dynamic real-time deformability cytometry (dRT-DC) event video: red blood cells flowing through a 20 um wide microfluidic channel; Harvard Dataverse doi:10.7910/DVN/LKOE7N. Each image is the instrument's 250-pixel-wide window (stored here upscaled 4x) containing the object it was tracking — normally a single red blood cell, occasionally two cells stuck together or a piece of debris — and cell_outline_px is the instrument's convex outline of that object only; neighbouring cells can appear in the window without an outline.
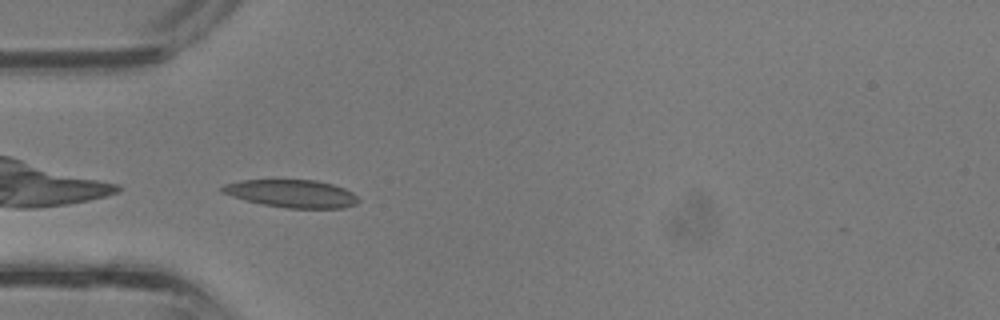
{"species": "common noctule bat (a hibernating species)", "species_latin": "Nyctalus noctula", "temperature_condition": "room temperature", "stored_images_in_passage": 28, "camera_frame_rate_fps": 3000, "um_per_image_px": 0.085, "animal": {"sex": "male", "body_mass_g": 13.3}, "frame": {"image": 1, "passage_image": 1, "time_ms": 0.0, "image_size_px": [1000, 320], "cell_outline_px": [[360, 200], [356, 204], [344, 208], [288, 208], [264, 204], [232, 196], [220, 192], [220, 188], [224, 184], [244, 180], [316, 180], [332, 184], [344, 188], [352, 192]], "centroid_in_image_um": [24.82, 16.45], "position_along_channel_um": 60.2, "area_um2": 21.85}}
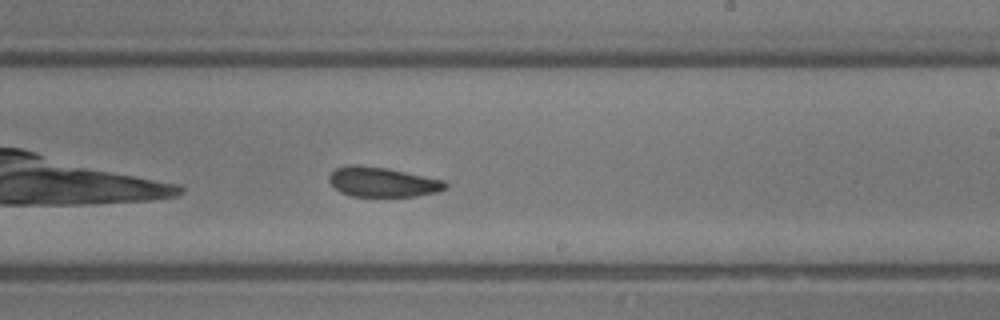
{"frame": {"image": 2, "passage_image": 12, "time_ms": 3.667, "image_size_px": [1000, 320], "cell_outline_px": [[448, 188], [440, 192], [416, 196], [352, 196], [340, 192], [328, 180], [328, 176], [336, 168], [348, 164], [356, 164], [388, 168], [444, 180], [448, 184]], "centroid_in_image_um": [32.54, 15.46], "position_along_channel_um": 256.5, "area_um2": 20.35}}
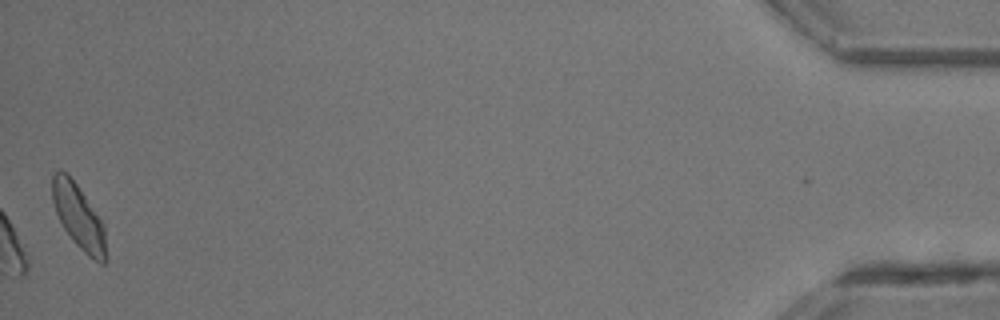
{"frame": {"image": 3, "passage_image": 27, "time_ms": 8.667, "image_size_px": [1000, 320], "cell_outline_px": [[108, 260], [104, 264], [100, 264], [88, 256], [72, 240], [64, 228], [56, 212], [52, 200], [52, 176], [60, 168], [68, 172], [104, 224]], "centroid_in_image_um": [6.71, 18.45], "position_along_channel_um": 428.5, "area_um2": 20.35}}